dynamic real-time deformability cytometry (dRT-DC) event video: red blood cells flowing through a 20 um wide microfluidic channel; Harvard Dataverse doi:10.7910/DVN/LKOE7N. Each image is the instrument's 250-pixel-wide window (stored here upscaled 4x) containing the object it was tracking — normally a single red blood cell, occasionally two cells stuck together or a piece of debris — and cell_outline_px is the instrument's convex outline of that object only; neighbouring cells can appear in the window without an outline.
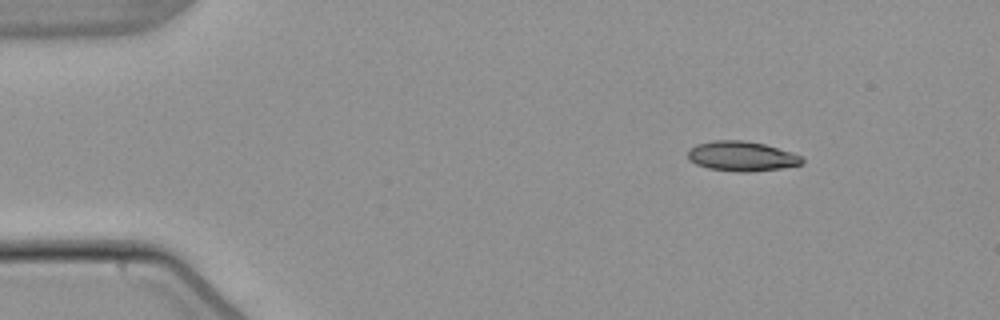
{"species": "common noctule bat (a hibernating species)", "species_latin": "Nyctalus noctula", "temperature_condition": "warm", "stored_images_in_passage": 5, "camera_frame_rate_fps": 3000, "um_per_image_px": 0.085, "animal": {"sex": "male", "body_mass_g": 21.5, "forearm_length_mm": 52.0}, "frame": {"image": 1, "passage_image": 1, "time_ms": 0.0, "image_size_px": [1000, 320], "cell_outline_px": [[804, 164], [780, 168], [752, 172], [736, 172], [708, 168], [696, 164], [688, 160], [688, 148], [696, 144], [712, 140], [744, 140], [764, 144], [792, 152], [800, 156], [804, 160]], "centroid_in_image_um": [63.02, 13.28], "position_along_channel_um": 22.0, "area_um2": 20.06}}
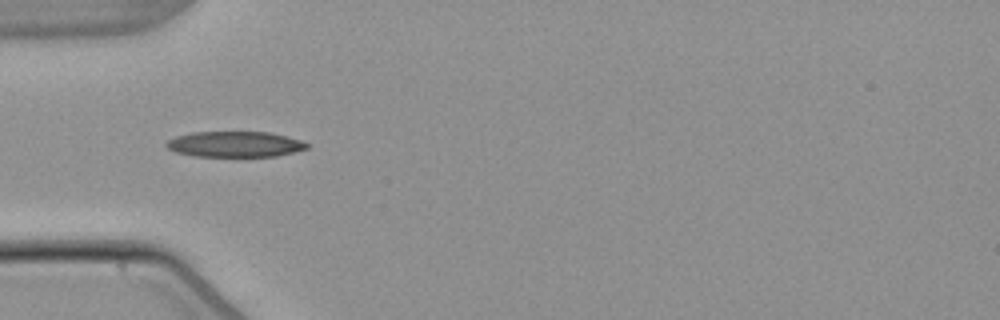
{"frame": {"image": 2, "passage_image": 4, "time_ms": 3.333, "image_size_px": [1000, 320], "cell_outline_px": [[308, 148], [276, 156], [192, 156], [176, 152], [168, 148], [164, 144], [168, 140], [176, 136], [192, 132], [268, 132], [288, 136], [300, 140], [308, 144]], "centroid_in_image_um": [19.94, 12.25], "position_along_channel_um": 65.1, "area_um2": 20.92}}